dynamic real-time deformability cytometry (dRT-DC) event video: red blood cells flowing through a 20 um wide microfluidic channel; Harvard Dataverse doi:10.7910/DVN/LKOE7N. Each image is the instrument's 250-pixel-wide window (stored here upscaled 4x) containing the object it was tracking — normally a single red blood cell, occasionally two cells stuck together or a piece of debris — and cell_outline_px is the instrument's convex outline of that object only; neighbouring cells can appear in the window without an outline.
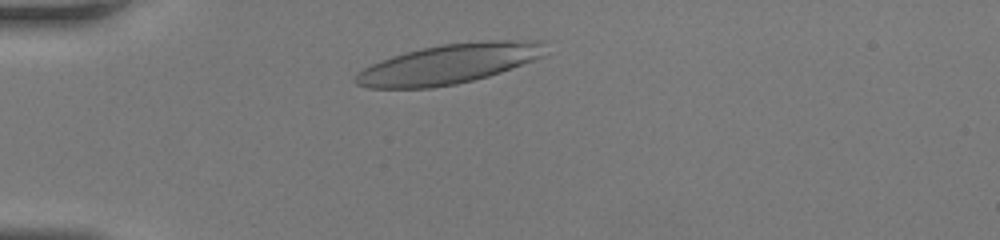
{"species": "human", "species_latin": "Homo sapiens", "temperature_condition": "room temperature", "stored_images_in_passage": 29, "camera_frame_rate_fps": 3000, "um_per_image_px": 0.085, "donor": {"sex": "female"}, "frame": {"image": 1, "passage_image": 4, "time_ms": 1.0, "image_size_px": [1000, 240], "cell_outline_px": [[544, 56], [500, 72], [488, 76], [456, 84], [432, 88], [368, 88], [356, 84], [352, 80], [364, 68], [372, 64], [392, 56], [420, 48], [444, 44], [488, 40], [544, 40]], "centroid_in_image_um": [38.16, 5.43], "position_along_channel_um": 46.8, "area_um2": 43.75}}
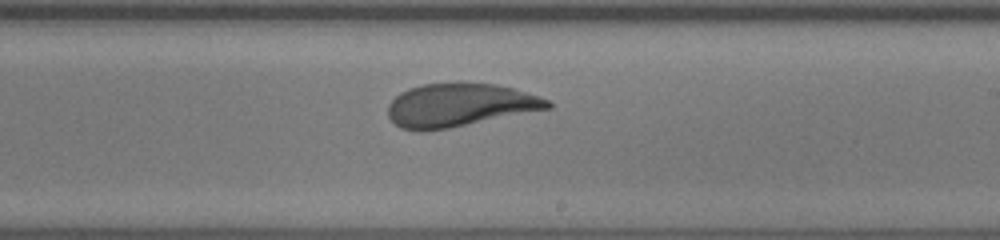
{"frame": {"image": 2, "passage_image": 19, "time_ms": 6.0, "image_size_px": [1000, 240], "cell_outline_px": [[552, 108], [448, 128], [424, 132], [420, 132], [400, 128], [388, 116], [388, 104], [400, 92], [408, 88], [424, 84], [496, 84], [512, 88], [540, 96], [548, 100], [552, 104]], "centroid_in_image_um": [39.04, 8.96], "position_along_channel_um": 250.0, "area_um2": 39.88}}
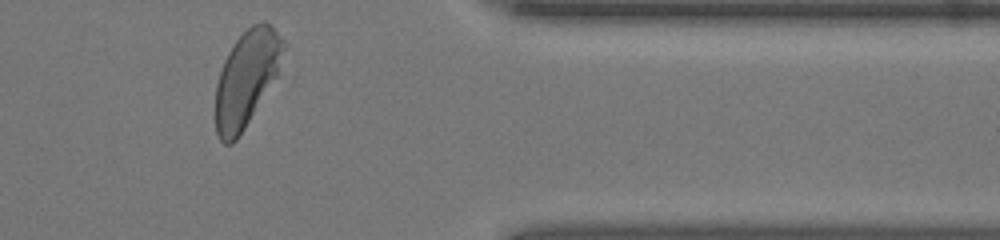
{"frame": {"image": 3, "passage_image": 29, "time_ms": 9.333, "image_size_px": [1000, 240], "cell_outline_px": [[284, 48], [276, 76], [244, 128], [236, 140], [232, 144], [224, 144], [220, 140], [216, 132], [216, 84], [224, 60], [228, 52], [236, 40], [252, 24], [264, 20], [280, 36], [284, 44]], "centroid_in_image_um": [20.92, 6.68], "position_along_channel_um": 390.5, "area_um2": 36.93}}